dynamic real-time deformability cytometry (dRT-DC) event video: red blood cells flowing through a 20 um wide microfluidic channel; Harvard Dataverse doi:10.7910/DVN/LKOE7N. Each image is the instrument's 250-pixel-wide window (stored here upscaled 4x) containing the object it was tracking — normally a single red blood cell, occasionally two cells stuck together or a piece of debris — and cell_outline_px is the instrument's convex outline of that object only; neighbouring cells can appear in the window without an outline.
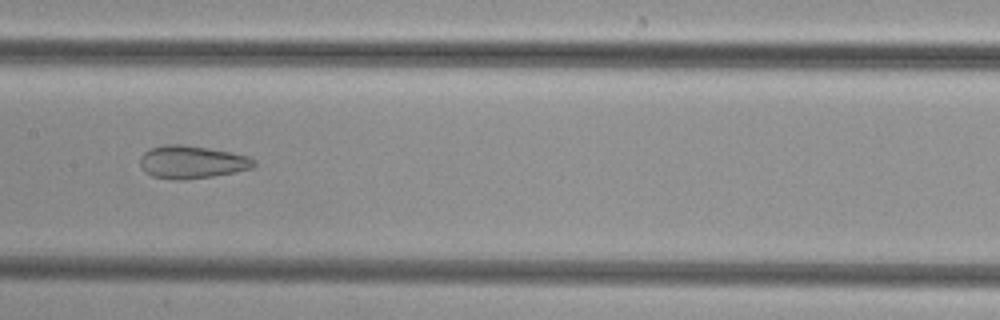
{"species": "common noctule bat (a hibernating species)", "species_latin": "Nyctalus noctula", "temperature_condition": "cold", "stored_images_in_passage": 45, "camera_frame_rate_fps": 3000, "um_per_image_px": 0.085, "animal": {"sex": "female", "body_mass_g": 29.2, "forearm_length_mm": 56.3}, "frame": {"image": 1, "passage_image": 25, "time_ms": 8.0, "image_size_px": [1000, 320], "cell_outline_px": [[256, 164], [252, 168], [212, 176], [184, 180], [172, 180], [152, 176], [144, 172], [140, 164], [140, 156], [148, 148], [164, 144], [184, 144], [232, 152], [248, 156], [256, 160]], "centroid_in_image_um": [16.27, 13.76], "position_along_channel_um": 191.1, "area_um2": 22.02}}
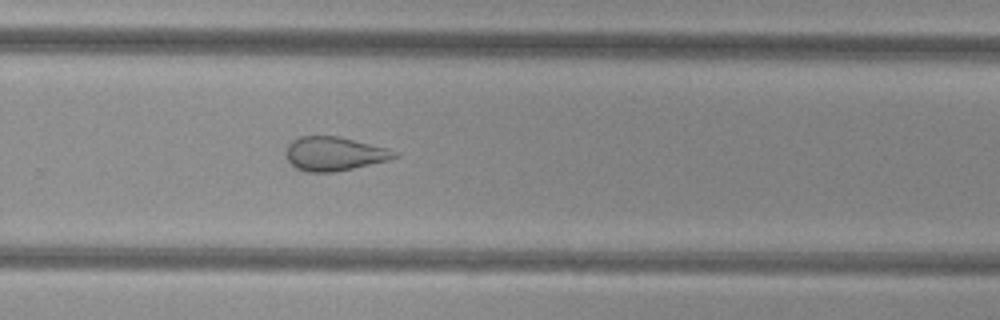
{"frame": {"image": 2, "passage_image": 33, "time_ms": 10.667, "image_size_px": [1000, 320], "cell_outline_px": [[396, 156], [388, 160], [336, 172], [304, 172], [296, 168], [288, 160], [284, 152], [288, 144], [292, 140], [300, 136], [336, 136], [388, 148], [396, 152]], "centroid_in_image_um": [28.35, 13.07], "position_along_channel_um": 301.4, "area_um2": 21.33}}
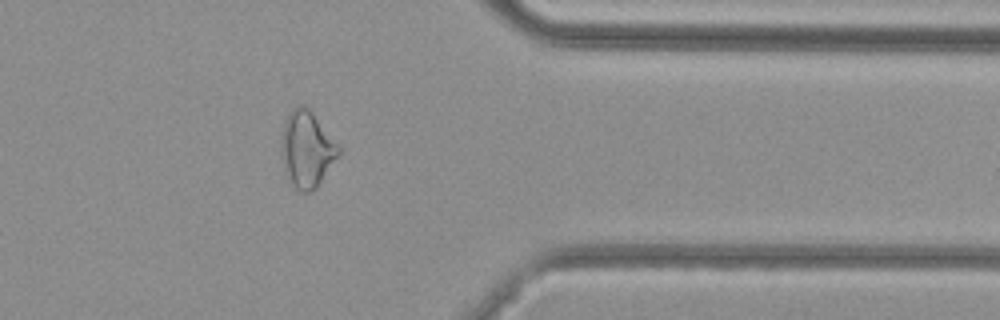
{"frame": {"image": 3, "passage_image": 40, "time_ms": 13.0, "image_size_px": [1000, 320], "cell_outline_px": [[340, 152], [316, 188], [308, 192], [300, 192], [288, 180], [284, 172], [280, 152], [280, 136], [284, 120], [292, 108], [296, 104], [304, 104], [312, 112], [340, 148]], "centroid_in_image_um": [26.0, 12.66], "position_along_channel_um": 385.4, "area_um2": 25.55}}